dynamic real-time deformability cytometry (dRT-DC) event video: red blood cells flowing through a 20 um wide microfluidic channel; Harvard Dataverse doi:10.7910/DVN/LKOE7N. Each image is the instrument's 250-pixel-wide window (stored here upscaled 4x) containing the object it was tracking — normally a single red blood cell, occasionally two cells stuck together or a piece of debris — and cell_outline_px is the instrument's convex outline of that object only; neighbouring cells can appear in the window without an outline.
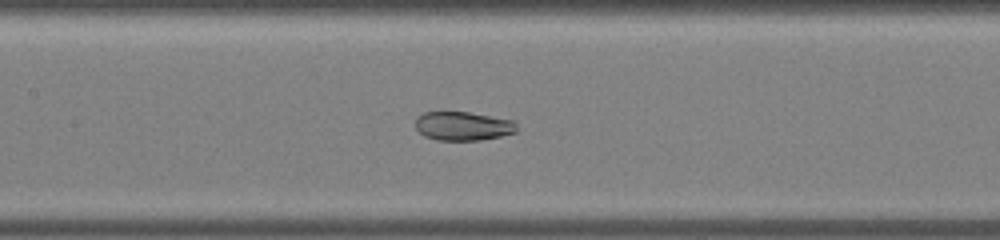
{"species": "common noctule bat (a hibernating species)", "species_latin": "Nyctalus noctula", "temperature_condition": "warm", "stored_images_in_passage": 36, "camera_frame_rate_fps": 3000, "um_per_image_px": 0.085, "animal": {"sex": "male", "body_mass_g": 19.0, "forearm_length_mm": 50.8}, "frame": {"image": 1, "passage_image": 16, "time_ms": 5.0, "image_size_px": [1000, 240], "cell_outline_px": [[516, 132], [500, 136], [480, 140], [436, 140], [424, 136], [416, 128], [416, 116], [424, 112], [468, 112], [516, 120]], "centroid_in_image_um": [39.36, 10.71], "position_along_channel_um": 168.0, "area_um2": 17.11}}
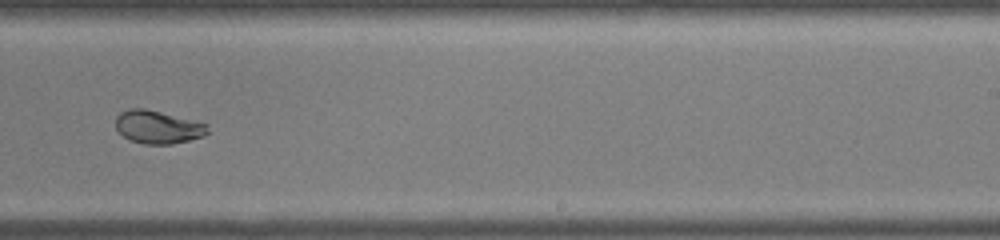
{"frame": {"image": 2, "passage_image": 22, "time_ms": 7.0, "image_size_px": [1000, 240], "cell_outline_px": [[208, 132], [204, 136], [172, 144], [144, 144], [132, 140], [124, 136], [116, 128], [116, 116], [120, 112], [128, 108], [144, 108], [208, 124]], "centroid_in_image_um": [13.41, 10.79], "position_along_channel_um": 275.6, "area_um2": 17.51}}
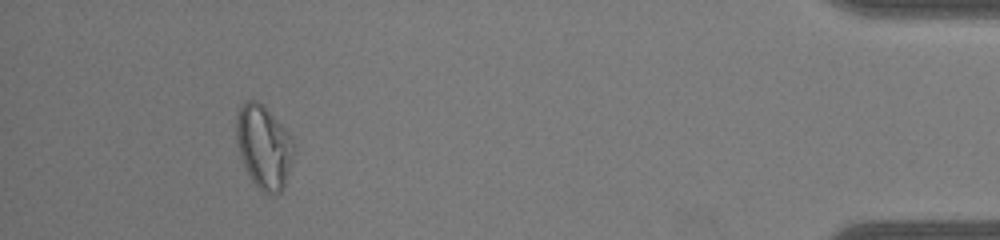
{"frame": {"image": 3, "passage_image": 33, "time_ms": 10.667, "image_size_px": [1000, 240], "cell_outline_px": [[296, 144], [292, 160], [284, 188], [280, 192], [264, 192], [248, 176], [240, 156], [236, 140], [236, 116], [240, 104], [248, 100], [256, 100], [264, 104], [284, 128]], "centroid_in_image_um": [22.41, 12.43], "position_along_channel_um": 412.8, "area_um2": 27.98}}